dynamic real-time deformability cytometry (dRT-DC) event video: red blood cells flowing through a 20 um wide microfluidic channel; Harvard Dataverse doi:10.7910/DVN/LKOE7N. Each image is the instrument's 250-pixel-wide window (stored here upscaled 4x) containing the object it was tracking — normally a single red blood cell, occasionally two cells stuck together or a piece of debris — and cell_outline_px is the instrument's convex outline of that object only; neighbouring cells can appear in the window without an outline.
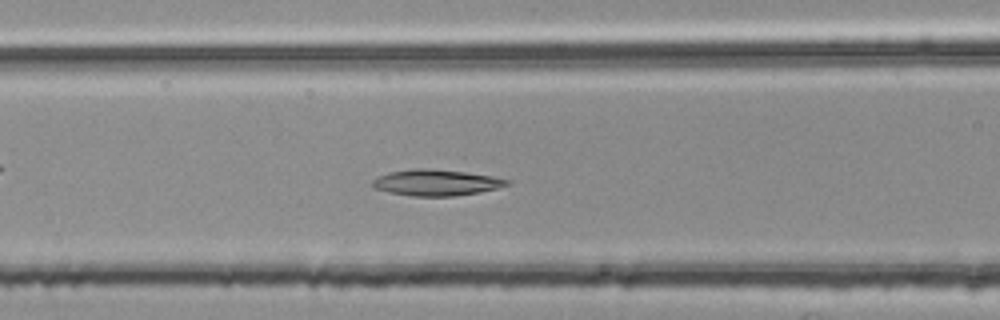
{"species": "common noctule bat (a hibernating species)", "species_latin": "Nyctalus noctula", "temperature_condition": "room temperature", "stored_images_in_passage": 46, "camera_frame_rate_fps": 3000, "um_per_image_px": 0.085, "animal": {"sex": "female", "body_mass_g": 25.1}, "frame": {"image": 1, "passage_image": 21, "time_ms": 6.667, "image_size_px": [1000, 320], "cell_outline_px": [[512, 184], [480, 192], [456, 196], [412, 196], [388, 192], [372, 188], [372, 180], [388, 172], [412, 168], [428, 168], [464, 172], [492, 176], [512, 180]], "centroid_in_image_um": [37.08, 15.52], "position_along_channel_um": 129.5, "area_um2": 20.63}}
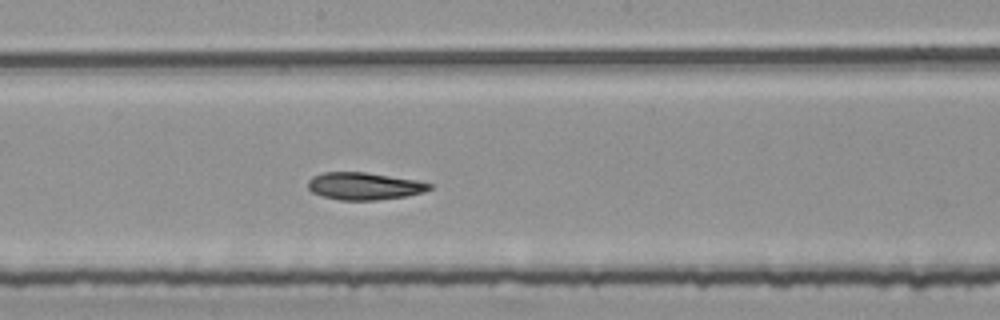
{"frame": {"image": 2, "passage_image": 28, "time_ms": 9.0, "image_size_px": [1000, 320], "cell_outline_px": [[432, 188], [424, 192], [408, 196], [376, 200], [340, 200], [320, 196], [312, 192], [308, 188], [308, 180], [312, 176], [324, 172], [364, 172], [416, 180], [432, 184]], "centroid_in_image_um": [30.94, 15.82], "position_along_channel_um": 217.3, "area_um2": 19.42}}
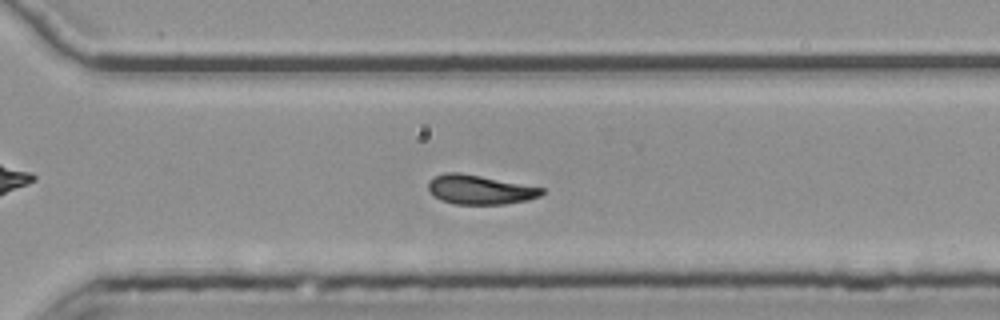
{"frame": {"image": 3, "passage_image": 37, "time_ms": 12.0, "image_size_px": [1000, 320], "cell_outline_px": [[544, 192], [540, 196], [528, 200], [504, 204], [456, 204], [440, 200], [432, 196], [428, 192], [428, 180], [432, 176], [444, 172], [460, 172], [544, 188]], "centroid_in_image_um": [40.71, 16.11], "position_along_channel_um": 329.9, "area_um2": 19.59}}